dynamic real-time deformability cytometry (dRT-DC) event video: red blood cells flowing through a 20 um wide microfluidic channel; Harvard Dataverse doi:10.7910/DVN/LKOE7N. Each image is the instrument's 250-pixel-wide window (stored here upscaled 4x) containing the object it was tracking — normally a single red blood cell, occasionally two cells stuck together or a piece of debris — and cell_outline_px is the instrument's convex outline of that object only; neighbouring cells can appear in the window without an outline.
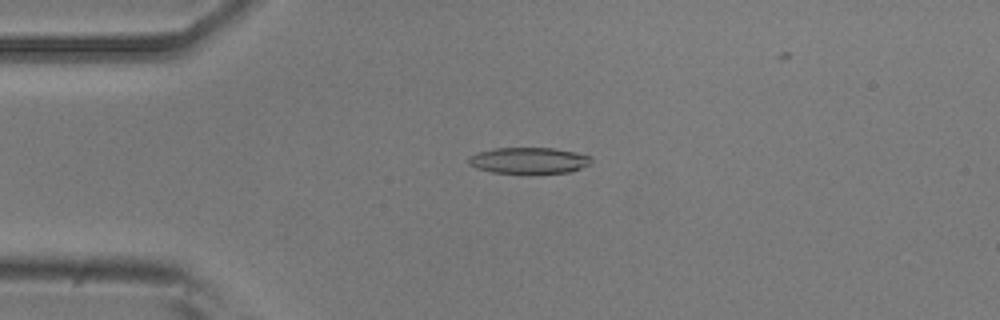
{"species": "common noctule bat (a hibernating species)", "species_latin": "Nyctalus noctula", "temperature_condition": "room temperature", "stored_images_in_passage": 46, "camera_frame_rate_fps": 3000, "um_per_image_px": 0.085, "animal": {"sex": "male", "body_mass_g": 20.5, "forearm_length_mm": 52.5}, "frame": {"image": 1, "passage_image": 12, "time_ms": 3.667, "image_size_px": [1000, 320], "cell_outline_px": [[592, 160], [588, 164], [572, 172], [492, 172], [476, 168], [468, 164], [468, 156], [480, 152], [496, 148], [552, 148], [576, 152], [592, 156]], "centroid_in_image_um": [44.95, 13.62], "position_along_channel_um": 40.1, "area_um2": 18.38}}
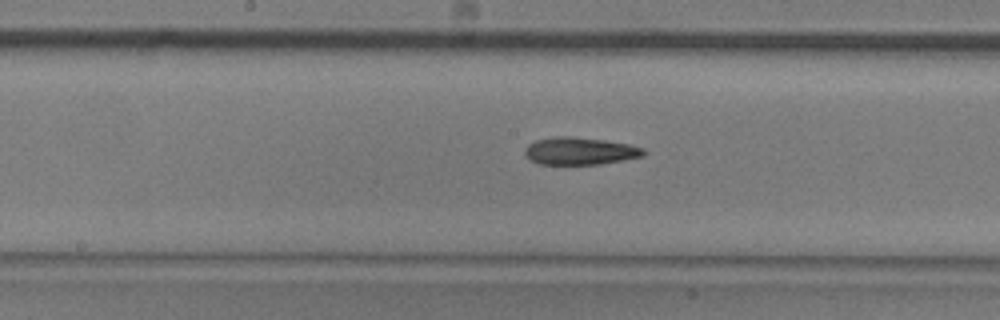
{"frame": {"image": 2, "passage_image": 26, "time_ms": 8.333, "image_size_px": [1000, 320], "cell_outline_px": [[644, 156], [600, 164], [540, 164], [532, 160], [524, 152], [524, 148], [528, 144], [536, 140], [552, 136], [568, 136], [604, 140], [628, 144], [644, 148]], "centroid_in_image_um": [49.28, 12.83], "position_along_channel_um": 198.9, "area_um2": 18.84}}
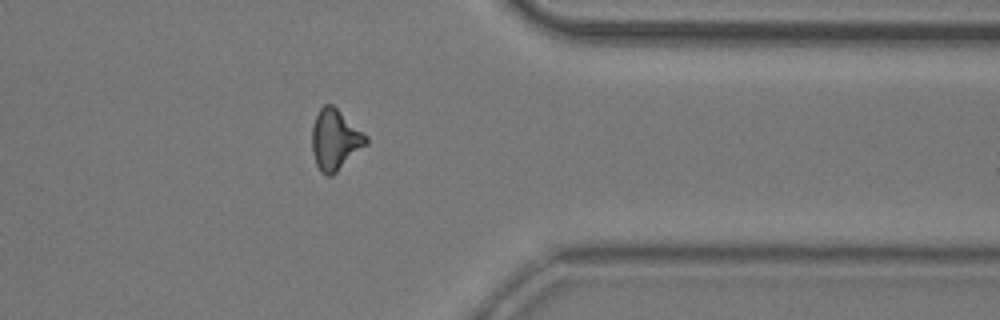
{"frame": {"image": 3, "passage_image": 41, "time_ms": 13.333, "image_size_px": [1000, 320], "cell_outline_px": [[368, 144], [332, 176], [328, 176], [320, 172], [316, 164], [312, 152], [312, 128], [316, 116], [320, 108], [324, 104], [332, 104], [364, 132], [368, 136]], "centroid_in_image_um": [28.49, 11.89], "position_along_channel_um": 382.9, "area_um2": 19.19}}